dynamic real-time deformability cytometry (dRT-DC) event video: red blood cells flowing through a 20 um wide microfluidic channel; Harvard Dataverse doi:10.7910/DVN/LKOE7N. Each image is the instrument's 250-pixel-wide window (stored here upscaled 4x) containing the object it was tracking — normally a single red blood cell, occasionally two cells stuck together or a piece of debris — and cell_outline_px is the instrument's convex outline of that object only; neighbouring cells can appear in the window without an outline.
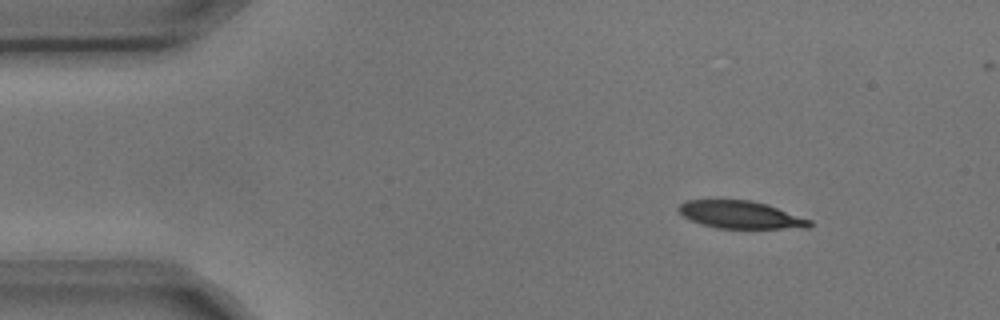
{"species": "common noctule bat (a hibernating species)", "species_latin": "Nyctalus noctula", "temperature_condition": "cold", "stored_images_in_passage": 10, "camera_frame_rate_fps": 3000, "um_per_image_px": 0.085, "animal": {"sex": "male", "body_mass_g": 17.9, "forearm_length_mm": 54.2}, "frame": {"image": 1, "passage_image": 2, "time_ms": 0.333, "image_size_px": [1000, 320], "cell_outline_px": [[812, 224], [808, 228], [716, 228], [692, 220], [684, 216], [676, 208], [684, 200], [752, 200], [768, 204], [812, 220]], "centroid_in_image_um": [62.98, 18.24], "position_along_channel_um": 22.0, "area_um2": 20.98}}
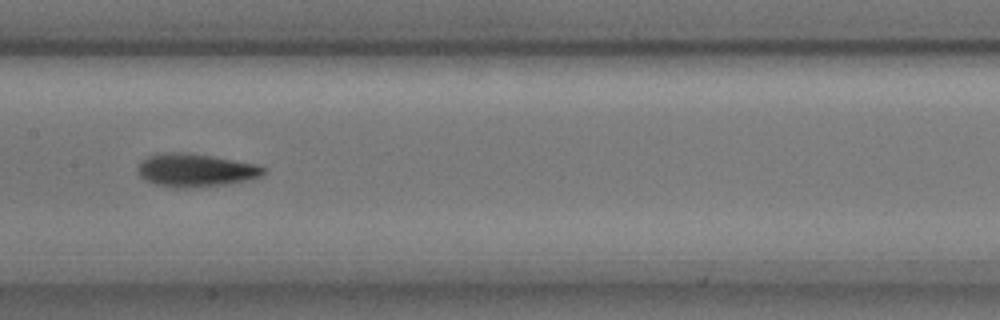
{"frame": {"image": 2, "passage_image": 7, "time_ms": 2.0, "image_size_px": [1000, 320], "cell_outline_px": [[268, 172], [260, 176], [244, 180], [224, 184], [200, 188], [172, 188], [156, 184], [144, 180], [136, 172], [136, 168], [148, 156], [164, 152], [184, 152], [212, 156], [256, 164], [268, 168]], "centroid_in_image_um": [16.61, 14.47], "position_along_channel_um": 190.8, "area_um2": 24.45}}
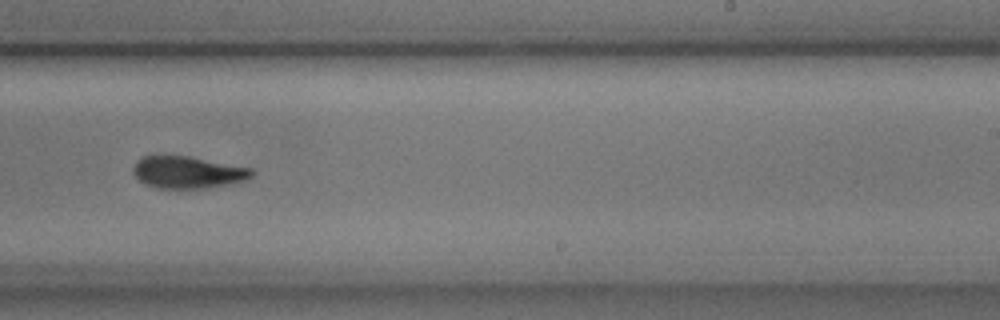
{"frame": {"image": 3, "passage_image": 9, "time_ms": 2.667, "image_size_px": [1000, 320], "cell_outline_px": [[256, 172], [248, 180], [208, 188], [156, 188], [144, 184], [132, 172], [132, 168], [136, 160], [140, 156], [156, 152], [160, 152], [188, 156], [252, 168]], "centroid_in_image_um": [15.89, 14.6], "position_along_channel_um": 273.1, "area_um2": 23.06}}